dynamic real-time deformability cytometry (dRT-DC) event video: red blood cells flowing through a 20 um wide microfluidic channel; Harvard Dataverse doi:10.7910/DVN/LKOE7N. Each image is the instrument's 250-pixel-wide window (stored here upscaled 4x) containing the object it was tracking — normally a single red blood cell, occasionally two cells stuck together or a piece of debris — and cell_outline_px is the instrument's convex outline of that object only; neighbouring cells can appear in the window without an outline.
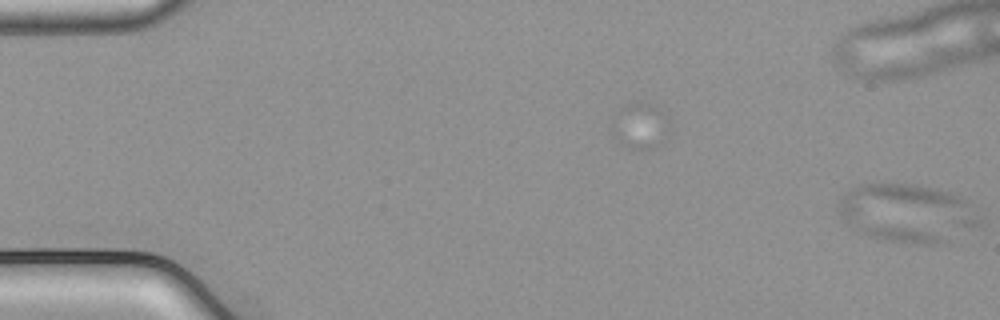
{"species": "common noctule bat (a hibernating species)", "species_latin": "Nyctalus noctula", "temperature_condition": "cold", "stored_images_in_passage": 5, "camera_frame_rate_fps": 3000, "um_per_image_px": 0.085, "animal": {"sex": "male", "body_mass_g": 21.5, "forearm_length_mm": 52.0}, "frame": {"image": 1, "passage_image": 5, "time_ms": 1.333, "image_size_px": [1000, 320], "cell_outline_px": [[984, 224], [940, 240], [924, 244], [892, 240], [876, 236], [860, 228], [848, 220], [840, 212], [840, 200], [844, 192], [860, 184], [916, 184], [948, 192], [964, 200], [984, 220]], "centroid_in_image_um": [77.17, 18.04], "position_along_channel_um": 7.8, "area_um2": 45.6}}